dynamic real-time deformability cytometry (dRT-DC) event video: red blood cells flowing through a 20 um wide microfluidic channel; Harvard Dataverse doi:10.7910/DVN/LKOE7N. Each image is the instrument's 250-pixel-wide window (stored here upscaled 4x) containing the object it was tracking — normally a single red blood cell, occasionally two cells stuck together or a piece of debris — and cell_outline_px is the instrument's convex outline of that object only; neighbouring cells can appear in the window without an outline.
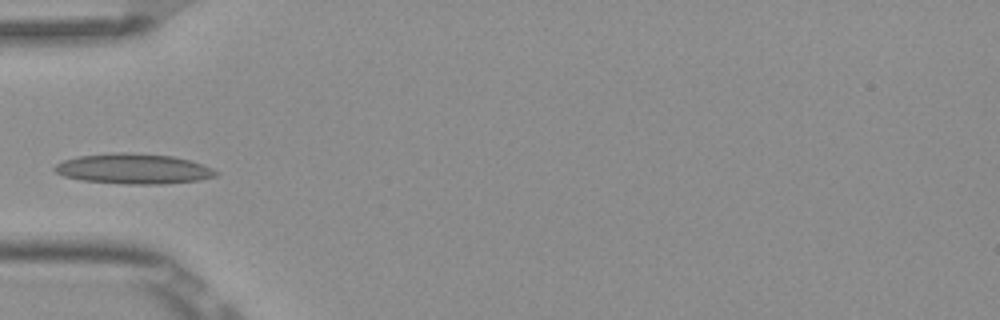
{"species": "Egyptian fruit bat (a non-hibernating species)", "species_latin": "Rousettus aegyptiacus", "temperature_condition": "room temperature", "stored_images_in_passage": 2, "camera_frame_rate_fps": 3000, "um_per_image_px": 0.085, "frame": {"image": 1, "passage_image": 2, "time_ms": 0.333, "image_size_px": [1000, 320], "cell_outline_px": [[220, 172], [216, 176], [200, 180], [164, 184], [128, 184], [84, 180], [64, 176], [56, 172], [52, 168], [56, 164], [64, 160], [80, 156], [112, 152], [128, 152], [172, 156], [192, 160], [204, 164]], "centroid_in_image_um": [11.4, 14.34], "position_along_channel_um": 73.6, "area_um2": 28.5}}